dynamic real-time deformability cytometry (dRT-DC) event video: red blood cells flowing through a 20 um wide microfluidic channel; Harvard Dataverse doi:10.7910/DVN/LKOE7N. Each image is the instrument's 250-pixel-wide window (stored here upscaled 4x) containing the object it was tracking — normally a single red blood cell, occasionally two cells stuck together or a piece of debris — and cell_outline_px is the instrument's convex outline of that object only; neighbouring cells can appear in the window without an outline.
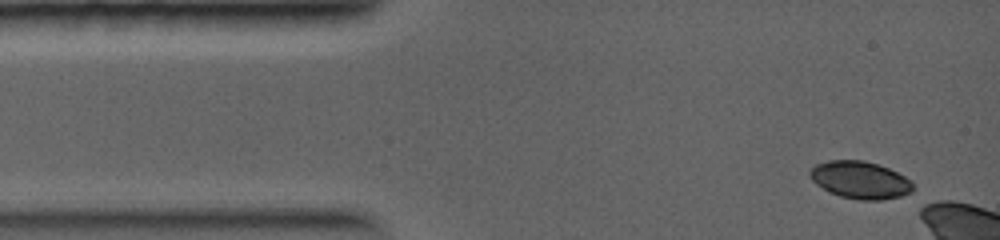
{"species": "common noctule bat (a hibernating species)", "species_latin": "Nyctalus noctula", "temperature_condition": "warm", "stored_images_in_passage": 4, "camera_frame_rate_fps": 5000, "um_per_image_px": 0.085, "animal": {"sex": "female", "body_mass_g": 19.0, "forearm_length_mm": 56.7}, "frame": {"image": 1, "passage_image": 1, "time_ms": 0.0, "image_size_px": [1000, 240], "cell_outline_px": [[912, 196], [880, 200], [860, 200], [840, 196], [816, 184], [808, 176], [808, 172], [816, 164], [828, 160], [864, 160], [888, 168], [912, 180]], "centroid_in_image_um": [73.15, 15.31], "position_along_channel_um": 11.8, "area_um2": 22.66}}